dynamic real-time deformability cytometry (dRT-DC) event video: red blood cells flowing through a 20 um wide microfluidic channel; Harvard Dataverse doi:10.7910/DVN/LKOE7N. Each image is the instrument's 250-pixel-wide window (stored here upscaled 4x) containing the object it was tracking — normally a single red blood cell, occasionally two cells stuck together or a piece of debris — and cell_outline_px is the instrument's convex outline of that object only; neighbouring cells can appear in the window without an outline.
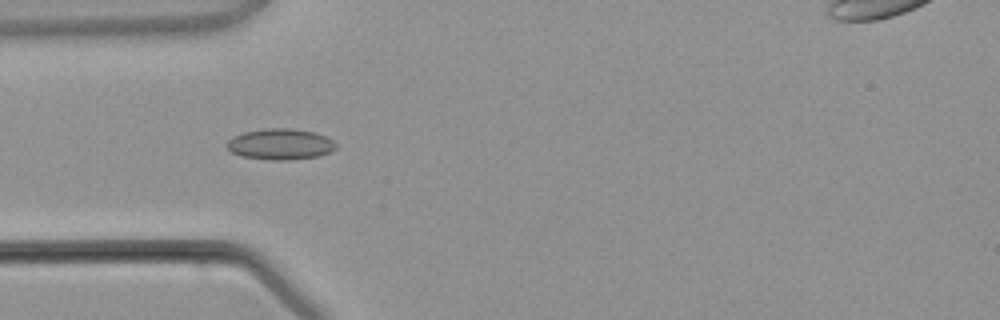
{"species": "common noctule bat (a hibernating species)", "species_latin": "Nyctalus noctula", "temperature_condition": "warm", "stored_images_in_passage": 2, "camera_frame_rate_fps": 3000, "um_per_image_px": 0.085, "animal": {"sex": "male", "body_mass_g": 21.5, "forearm_length_mm": 52.0}, "frame": {"image": 1, "passage_image": 2, "time_ms": 1.0, "image_size_px": [1000, 320], "cell_outline_px": [[336, 148], [332, 152], [316, 156], [288, 160], [272, 160], [240, 156], [232, 152], [224, 144], [232, 136], [244, 132], [268, 128], [288, 128], [316, 132], [332, 140], [336, 144]], "centroid_in_image_um": [23.81, 12.25], "position_along_channel_um": 61.2, "area_um2": 19.71}}